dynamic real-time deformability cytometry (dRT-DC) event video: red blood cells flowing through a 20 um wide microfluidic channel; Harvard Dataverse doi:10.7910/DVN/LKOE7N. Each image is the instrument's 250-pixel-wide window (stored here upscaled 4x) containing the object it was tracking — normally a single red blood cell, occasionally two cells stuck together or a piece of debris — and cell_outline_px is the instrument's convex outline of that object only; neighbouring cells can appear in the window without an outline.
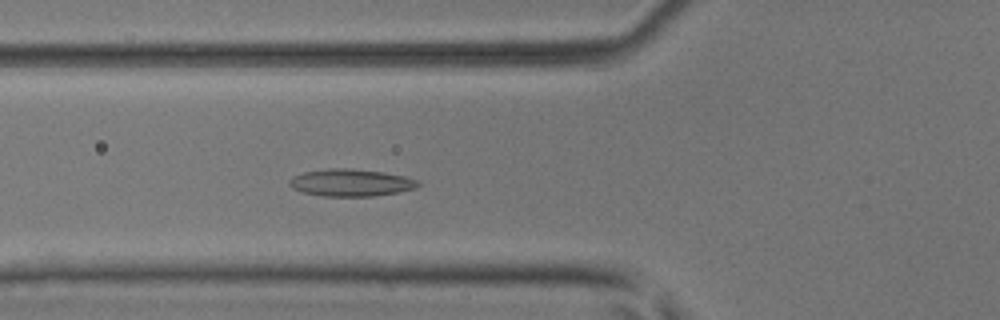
{"species": "common noctule bat (a hibernating species)", "species_latin": "Nyctalus noctula", "temperature_condition": "room temperature", "stored_images_in_passage": 5, "camera_frame_rate_fps": 3000, "um_per_image_px": 0.085, "animal": {"sex": "male", "body_mass_g": 17.9, "forearm_length_mm": 54.2}, "frame": {"image": 1, "passage_image": 5, "time_ms": 1.333, "image_size_px": [1000, 320], "cell_outline_px": [[420, 184], [416, 188], [396, 192], [372, 196], [324, 196], [300, 192], [292, 188], [288, 184], [288, 180], [304, 172], [328, 168], [344, 168], [380, 172], [404, 176], [420, 180]], "centroid_in_image_um": [29.8, 15.53], "position_along_channel_um": 96.0, "area_um2": 20.23}}